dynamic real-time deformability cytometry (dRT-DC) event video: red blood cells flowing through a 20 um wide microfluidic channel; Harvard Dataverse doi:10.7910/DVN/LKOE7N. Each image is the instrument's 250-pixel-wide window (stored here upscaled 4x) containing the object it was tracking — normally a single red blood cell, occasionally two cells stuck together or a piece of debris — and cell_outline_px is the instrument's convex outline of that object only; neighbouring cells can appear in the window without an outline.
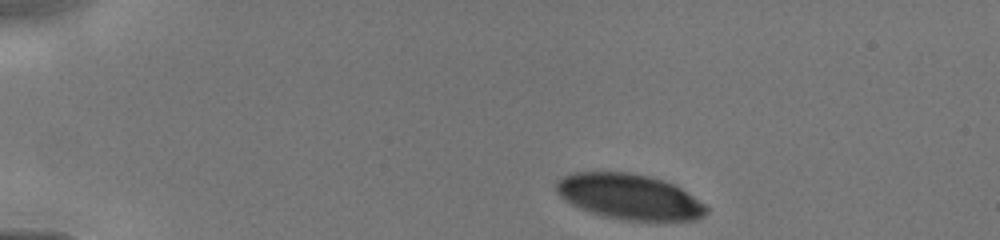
{"species": "human", "species_latin": "Homo sapiens", "temperature_condition": "cold", "stored_images_in_passage": 7, "camera_frame_rate_fps": 3000, "um_per_image_px": 0.085, "donor": {"sex": "male"}, "frame": {"image": 1, "passage_image": 1, "time_ms": 0.0, "image_size_px": [1000, 240], "cell_outline_px": [[708, 212], [704, 216], [696, 220], [624, 220], [600, 216], [580, 208], [564, 200], [556, 192], [556, 180], [572, 172], [628, 172], [648, 176], [664, 180], [680, 188], [704, 204], [708, 208]], "centroid_in_image_um": [53.46, 16.72], "position_along_channel_um": 31.5, "area_um2": 39.71}}
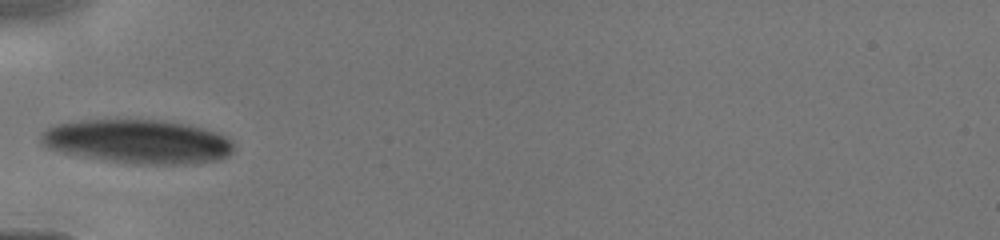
{"frame": {"image": 2, "passage_image": 5, "time_ms": 2.667, "image_size_px": [1000, 240], "cell_outline_px": [[232, 152], [228, 156], [220, 160], [200, 164], [136, 164], [108, 160], [64, 152], [48, 148], [44, 144], [44, 132], [48, 128], [56, 124], [72, 120], [164, 120], [204, 128], [216, 132], [232, 140]], "centroid_in_image_um": [11.8, 12.03], "position_along_channel_um": 73.2, "area_um2": 49.01}}
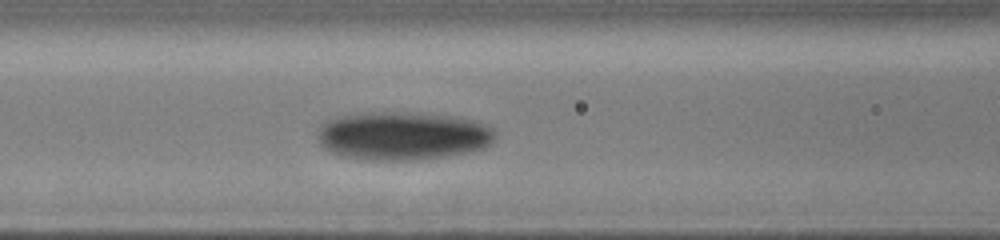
{"frame": {"image": 3, "passage_image": 7, "time_ms": 4.0, "image_size_px": [1000, 240], "cell_outline_px": [[496, 136], [484, 148], [464, 152], [440, 156], [412, 160], [372, 160], [344, 156], [332, 152], [324, 148], [320, 144], [320, 128], [328, 120], [344, 116], [384, 112], [396, 112], [452, 116], [476, 120], [492, 128], [496, 132]], "centroid_in_image_um": [34.27, 11.55], "position_along_channel_um": 132.3, "area_um2": 48.96}}